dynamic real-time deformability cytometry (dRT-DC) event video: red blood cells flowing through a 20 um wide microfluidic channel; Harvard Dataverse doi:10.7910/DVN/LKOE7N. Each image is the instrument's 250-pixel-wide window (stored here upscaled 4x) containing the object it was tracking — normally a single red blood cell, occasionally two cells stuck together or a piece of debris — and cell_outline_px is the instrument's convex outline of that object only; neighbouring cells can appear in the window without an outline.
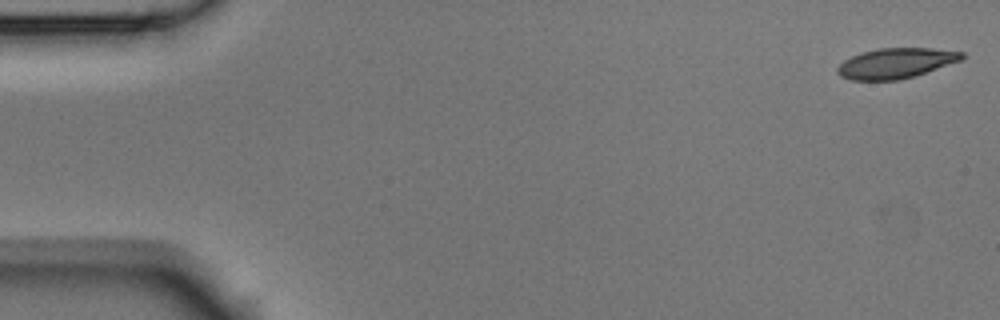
{"species": "Egyptian fruit bat (a non-hibernating species)", "species_latin": "Rousettus aegyptiacus", "temperature_condition": "room temperature", "stored_images_in_passage": 8, "camera_frame_rate_fps": 3000, "um_per_image_px": 0.085, "animal": {"sex": "male"}, "frame": {"image": 1, "passage_image": 1, "time_ms": 0.0, "image_size_px": [1000, 320], "cell_outline_px": [[968, 56], [964, 60], [900, 80], [852, 80], [840, 76], [836, 72], [836, 68], [844, 60], [852, 56], [864, 52], [880, 48], [932, 48], [964, 52]], "centroid_in_image_um": [76.2, 5.37], "position_along_channel_um": 8.8, "area_um2": 22.02}}
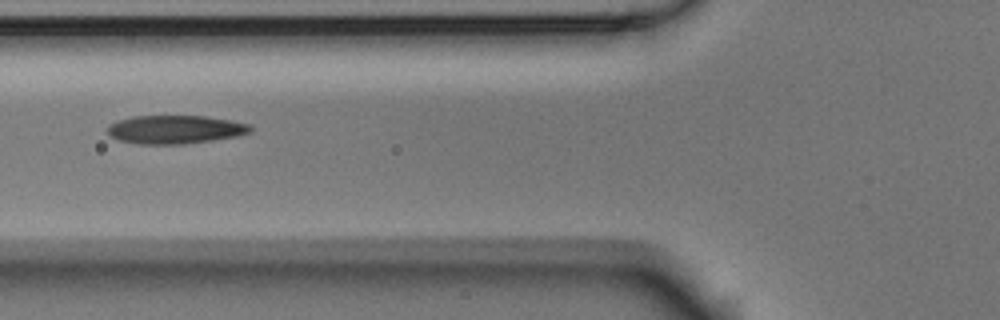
{"frame": {"image": 2, "passage_image": 5, "time_ms": 1.333, "image_size_px": [1000, 320], "cell_outline_px": [[252, 132], [240, 136], [184, 144], [136, 144], [120, 140], [112, 136], [108, 132], [108, 124], [132, 116], [204, 116], [232, 120], [252, 124]], "centroid_in_image_um": [14.95, 11.0], "position_along_channel_um": 110.8, "area_um2": 23.81}}
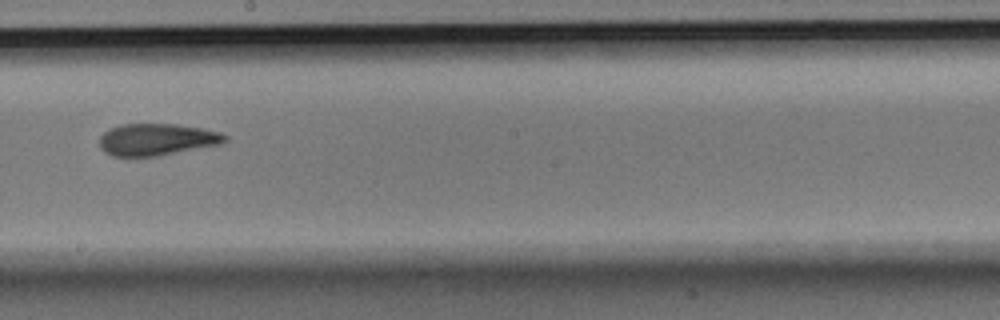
{"frame": {"image": 3, "passage_image": 8, "time_ms": 2.333, "image_size_px": [1000, 320], "cell_outline_px": [[228, 140], [220, 144], [156, 156], [112, 156], [104, 152], [100, 144], [100, 136], [108, 128], [120, 124], [176, 124], [204, 128], [220, 132], [228, 136]], "centroid_in_image_um": [13.33, 11.84], "position_along_channel_um": 234.9, "area_um2": 23.35}}